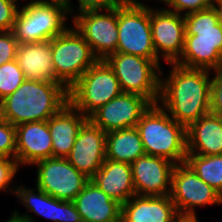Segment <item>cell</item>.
I'll return each mask as SVG.
<instances>
[{"label":"cell","instance_id":"cell-1","mask_svg":"<svg viewBox=\"0 0 222 222\" xmlns=\"http://www.w3.org/2000/svg\"><path fill=\"white\" fill-rule=\"evenodd\" d=\"M169 65L171 70L168 76H161L158 104L176 122L187 128L211 112L212 71L187 68L176 63Z\"/></svg>","mask_w":222,"mask_h":222},{"label":"cell","instance_id":"cell-2","mask_svg":"<svg viewBox=\"0 0 222 222\" xmlns=\"http://www.w3.org/2000/svg\"><path fill=\"white\" fill-rule=\"evenodd\" d=\"M68 103V89L60 82L25 80L0 101V118L13 126L48 121Z\"/></svg>","mask_w":222,"mask_h":222},{"label":"cell","instance_id":"cell-3","mask_svg":"<svg viewBox=\"0 0 222 222\" xmlns=\"http://www.w3.org/2000/svg\"><path fill=\"white\" fill-rule=\"evenodd\" d=\"M175 63L212 73L222 70V24L214 6L185 15L184 49Z\"/></svg>","mask_w":222,"mask_h":222},{"label":"cell","instance_id":"cell-4","mask_svg":"<svg viewBox=\"0 0 222 222\" xmlns=\"http://www.w3.org/2000/svg\"><path fill=\"white\" fill-rule=\"evenodd\" d=\"M136 128L147 155L163 157L175 164L186 161V127L176 122L159 104L150 106Z\"/></svg>","mask_w":222,"mask_h":222},{"label":"cell","instance_id":"cell-5","mask_svg":"<svg viewBox=\"0 0 222 222\" xmlns=\"http://www.w3.org/2000/svg\"><path fill=\"white\" fill-rule=\"evenodd\" d=\"M69 13L60 1L27 3L18 10L12 32L18 44L51 40L69 26L65 24Z\"/></svg>","mask_w":222,"mask_h":222},{"label":"cell","instance_id":"cell-6","mask_svg":"<svg viewBox=\"0 0 222 222\" xmlns=\"http://www.w3.org/2000/svg\"><path fill=\"white\" fill-rule=\"evenodd\" d=\"M116 75L123 93L139 94L158 104L163 71L160 61L116 52L104 60Z\"/></svg>","mask_w":222,"mask_h":222},{"label":"cell","instance_id":"cell-7","mask_svg":"<svg viewBox=\"0 0 222 222\" xmlns=\"http://www.w3.org/2000/svg\"><path fill=\"white\" fill-rule=\"evenodd\" d=\"M121 1L116 52L160 61L152 42L150 7L139 0Z\"/></svg>","mask_w":222,"mask_h":222},{"label":"cell","instance_id":"cell-8","mask_svg":"<svg viewBox=\"0 0 222 222\" xmlns=\"http://www.w3.org/2000/svg\"><path fill=\"white\" fill-rule=\"evenodd\" d=\"M122 93L113 70L104 60H98L68 89V102L88 118Z\"/></svg>","mask_w":222,"mask_h":222},{"label":"cell","instance_id":"cell-9","mask_svg":"<svg viewBox=\"0 0 222 222\" xmlns=\"http://www.w3.org/2000/svg\"><path fill=\"white\" fill-rule=\"evenodd\" d=\"M54 81L69 89L98 59L82 35L70 25L52 39Z\"/></svg>","mask_w":222,"mask_h":222},{"label":"cell","instance_id":"cell-10","mask_svg":"<svg viewBox=\"0 0 222 222\" xmlns=\"http://www.w3.org/2000/svg\"><path fill=\"white\" fill-rule=\"evenodd\" d=\"M105 11L86 10L71 16L73 26L98 60H105L117 50L118 5Z\"/></svg>","mask_w":222,"mask_h":222},{"label":"cell","instance_id":"cell-11","mask_svg":"<svg viewBox=\"0 0 222 222\" xmlns=\"http://www.w3.org/2000/svg\"><path fill=\"white\" fill-rule=\"evenodd\" d=\"M170 196L181 217H197V206L222 205V195L201 180L186 162L173 168Z\"/></svg>","mask_w":222,"mask_h":222},{"label":"cell","instance_id":"cell-12","mask_svg":"<svg viewBox=\"0 0 222 222\" xmlns=\"http://www.w3.org/2000/svg\"><path fill=\"white\" fill-rule=\"evenodd\" d=\"M35 185L47 194L63 201H73L90 181L67 158L50 157L35 162Z\"/></svg>","mask_w":222,"mask_h":222},{"label":"cell","instance_id":"cell-13","mask_svg":"<svg viewBox=\"0 0 222 222\" xmlns=\"http://www.w3.org/2000/svg\"><path fill=\"white\" fill-rule=\"evenodd\" d=\"M152 42L157 57L175 63L182 55L185 40V16L165 8L150 7Z\"/></svg>","mask_w":222,"mask_h":222},{"label":"cell","instance_id":"cell-14","mask_svg":"<svg viewBox=\"0 0 222 222\" xmlns=\"http://www.w3.org/2000/svg\"><path fill=\"white\" fill-rule=\"evenodd\" d=\"M152 103L134 93H122L94 111L88 119L106 133L136 127Z\"/></svg>","mask_w":222,"mask_h":222},{"label":"cell","instance_id":"cell-15","mask_svg":"<svg viewBox=\"0 0 222 222\" xmlns=\"http://www.w3.org/2000/svg\"><path fill=\"white\" fill-rule=\"evenodd\" d=\"M106 132L87 119L80 127L67 160L92 178L106 160Z\"/></svg>","mask_w":222,"mask_h":222},{"label":"cell","instance_id":"cell-16","mask_svg":"<svg viewBox=\"0 0 222 222\" xmlns=\"http://www.w3.org/2000/svg\"><path fill=\"white\" fill-rule=\"evenodd\" d=\"M175 163L152 155H143L131 163L136 195L165 196L171 194L172 172Z\"/></svg>","mask_w":222,"mask_h":222},{"label":"cell","instance_id":"cell-17","mask_svg":"<svg viewBox=\"0 0 222 222\" xmlns=\"http://www.w3.org/2000/svg\"><path fill=\"white\" fill-rule=\"evenodd\" d=\"M16 186L15 196L27 212H33L37 216L52 220V222H83L73 201L59 200L37 186L35 189L26 188L23 185Z\"/></svg>","mask_w":222,"mask_h":222},{"label":"cell","instance_id":"cell-18","mask_svg":"<svg viewBox=\"0 0 222 222\" xmlns=\"http://www.w3.org/2000/svg\"><path fill=\"white\" fill-rule=\"evenodd\" d=\"M15 131V159L19 167L33 166L39 160L52 157V139L48 121L22 123L15 126Z\"/></svg>","mask_w":222,"mask_h":222},{"label":"cell","instance_id":"cell-19","mask_svg":"<svg viewBox=\"0 0 222 222\" xmlns=\"http://www.w3.org/2000/svg\"><path fill=\"white\" fill-rule=\"evenodd\" d=\"M179 215L170 195H134L121 205V222H177Z\"/></svg>","mask_w":222,"mask_h":222},{"label":"cell","instance_id":"cell-20","mask_svg":"<svg viewBox=\"0 0 222 222\" xmlns=\"http://www.w3.org/2000/svg\"><path fill=\"white\" fill-rule=\"evenodd\" d=\"M83 222H121V204L91 179L73 200Z\"/></svg>","mask_w":222,"mask_h":222},{"label":"cell","instance_id":"cell-21","mask_svg":"<svg viewBox=\"0 0 222 222\" xmlns=\"http://www.w3.org/2000/svg\"><path fill=\"white\" fill-rule=\"evenodd\" d=\"M52 39L27 44H18L16 61L25 80L54 81Z\"/></svg>","mask_w":222,"mask_h":222},{"label":"cell","instance_id":"cell-22","mask_svg":"<svg viewBox=\"0 0 222 222\" xmlns=\"http://www.w3.org/2000/svg\"><path fill=\"white\" fill-rule=\"evenodd\" d=\"M87 119L68 102L48 120L52 139V157L66 158L70 154L77 133Z\"/></svg>","mask_w":222,"mask_h":222},{"label":"cell","instance_id":"cell-23","mask_svg":"<svg viewBox=\"0 0 222 222\" xmlns=\"http://www.w3.org/2000/svg\"><path fill=\"white\" fill-rule=\"evenodd\" d=\"M91 180L121 205L135 195L130 163L106 159Z\"/></svg>","mask_w":222,"mask_h":222},{"label":"cell","instance_id":"cell-24","mask_svg":"<svg viewBox=\"0 0 222 222\" xmlns=\"http://www.w3.org/2000/svg\"><path fill=\"white\" fill-rule=\"evenodd\" d=\"M187 154L222 155V124L209 112L186 128Z\"/></svg>","mask_w":222,"mask_h":222},{"label":"cell","instance_id":"cell-25","mask_svg":"<svg viewBox=\"0 0 222 222\" xmlns=\"http://www.w3.org/2000/svg\"><path fill=\"white\" fill-rule=\"evenodd\" d=\"M105 150L106 159L130 164L146 154L136 127L107 133Z\"/></svg>","mask_w":222,"mask_h":222},{"label":"cell","instance_id":"cell-26","mask_svg":"<svg viewBox=\"0 0 222 222\" xmlns=\"http://www.w3.org/2000/svg\"><path fill=\"white\" fill-rule=\"evenodd\" d=\"M185 162L201 180L222 195V155L187 154Z\"/></svg>","mask_w":222,"mask_h":222},{"label":"cell","instance_id":"cell-27","mask_svg":"<svg viewBox=\"0 0 222 222\" xmlns=\"http://www.w3.org/2000/svg\"><path fill=\"white\" fill-rule=\"evenodd\" d=\"M25 81L16 59L0 66V101L15 92Z\"/></svg>","mask_w":222,"mask_h":222},{"label":"cell","instance_id":"cell-28","mask_svg":"<svg viewBox=\"0 0 222 222\" xmlns=\"http://www.w3.org/2000/svg\"><path fill=\"white\" fill-rule=\"evenodd\" d=\"M16 131L15 126L0 118V157L15 158Z\"/></svg>","mask_w":222,"mask_h":222},{"label":"cell","instance_id":"cell-29","mask_svg":"<svg viewBox=\"0 0 222 222\" xmlns=\"http://www.w3.org/2000/svg\"><path fill=\"white\" fill-rule=\"evenodd\" d=\"M215 2L216 0H167L168 8L165 9L185 16L192 12L213 7Z\"/></svg>","mask_w":222,"mask_h":222},{"label":"cell","instance_id":"cell-30","mask_svg":"<svg viewBox=\"0 0 222 222\" xmlns=\"http://www.w3.org/2000/svg\"><path fill=\"white\" fill-rule=\"evenodd\" d=\"M18 169L19 165L15 158L0 157V192L12 191L15 194L16 186L12 188L11 182H13Z\"/></svg>","mask_w":222,"mask_h":222},{"label":"cell","instance_id":"cell-31","mask_svg":"<svg viewBox=\"0 0 222 222\" xmlns=\"http://www.w3.org/2000/svg\"><path fill=\"white\" fill-rule=\"evenodd\" d=\"M69 13V15L76 14L74 11V7H72L71 0H61ZM78 7L77 13L86 11V10H106L112 7L119 5L121 0H77Z\"/></svg>","mask_w":222,"mask_h":222},{"label":"cell","instance_id":"cell-32","mask_svg":"<svg viewBox=\"0 0 222 222\" xmlns=\"http://www.w3.org/2000/svg\"><path fill=\"white\" fill-rule=\"evenodd\" d=\"M17 46L12 31H0V66L16 59Z\"/></svg>","mask_w":222,"mask_h":222},{"label":"cell","instance_id":"cell-33","mask_svg":"<svg viewBox=\"0 0 222 222\" xmlns=\"http://www.w3.org/2000/svg\"><path fill=\"white\" fill-rule=\"evenodd\" d=\"M17 0H0V31H12L20 9Z\"/></svg>","mask_w":222,"mask_h":222},{"label":"cell","instance_id":"cell-34","mask_svg":"<svg viewBox=\"0 0 222 222\" xmlns=\"http://www.w3.org/2000/svg\"><path fill=\"white\" fill-rule=\"evenodd\" d=\"M211 84L210 108H222V70L214 71Z\"/></svg>","mask_w":222,"mask_h":222},{"label":"cell","instance_id":"cell-35","mask_svg":"<svg viewBox=\"0 0 222 222\" xmlns=\"http://www.w3.org/2000/svg\"><path fill=\"white\" fill-rule=\"evenodd\" d=\"M5 222H37L34 220L32 215H28L27 213H22V215L18 212V210H15L11 217L6 220Z\"/></svg>","mask_w":222,"mask_h":222},{"label":"cell","instance_id":"cell-36","mask_svg":"<svg viewBox=\"0 0 222 222\" xmlns=\"http://www.w3.org/2000/svg\"><path fill=\"white\" fill-rule=\"evenodd\" d=\"M214 7L218 12L219 22L222 24V0H216Z\"/></svg>","mask_w":222,"mask_h":222},{"label":"cell","instance_id":"cell-37","mask_svg":"<svg viewBox=\"0 0 222 222\" xmlns=\"http://www.w3.org/2000/svg\"><path fill=\"white\" fill-rule=\"evenodd\" d=\"M211 112L216 114L220 123L222 124V108H210Z\"/></svg>","mask_w":222,"mask_h":222},{"label":"cell","instance_id":"cell-38","mask_svg":"<svg viewBox=\"0 0 222 222\" xmlns=\"http://www.w3.org/2000/svg\"><path fill=\"white\" fill-rule=\"evenodd\" d=\"M177 222H200L198 217L191 218V217H181Z\"/></svg>","mask_w":222,"mask_h":222},{"label":"cell","instance_id":"cell-39","mask_svg":"<svg viewBox=\"0 0 222 222\" xmlns=\"http://www.w3.org/2000/svg\"><path fill=\"white\" fill-rule=\"evenodd\" d=\"M54 1H60V0H32V1H29L28 3H49V2H54Z\"/></svg>","mask_w":222,"mask_h":222},{"label":"cell","instance_id":"cell-40","mask_svg":"<svg viewBox=\"0 0 222 222\" xmlns=\"http://www.w3.org/2000/svg\"><path fill=\"white\" fill-rule=\"evenodd\" d=\"M157 1H160L161 3L163 2L164 4L167 3V0H157Z\"/></svg>","mask_w":222,"mask_h":222}]
</instances>
